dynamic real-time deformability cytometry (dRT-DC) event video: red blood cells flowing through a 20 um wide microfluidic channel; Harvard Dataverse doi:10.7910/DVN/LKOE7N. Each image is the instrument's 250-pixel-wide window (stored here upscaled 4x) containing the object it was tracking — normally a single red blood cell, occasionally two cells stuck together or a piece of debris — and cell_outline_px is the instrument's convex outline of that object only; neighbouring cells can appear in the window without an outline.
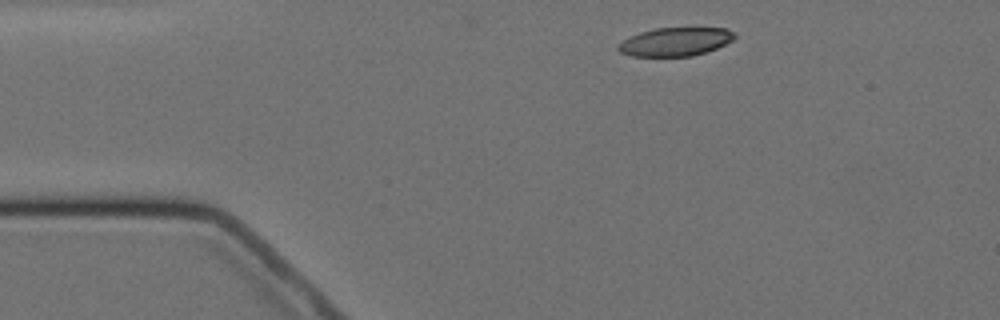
{"species": "Egyptian fruit bat (a non-hibernating species)", "species_latin": "Rousettus aegyptiacus", "temperature_condition": "cold", "stored_images_in_passage": 4, "camera_frame_rate_fps": 3000, "um_per_image_px": 0.085, "animal": {"sex": "female"}, "frame": {"image": 1, "passage_image": 1, "time_ms": 0.0, "image_size_px": [1000, 320], "cell_outline_px": [[736, 36], [732, 40], [716, 48], [692, 56], [632, 56], [620, 52], [616, 48], [624, 40], [640, 32], [656, 28], [728, 28], [736, 32]], "centroid_in_image_um": [57.43, 3.54], "position_along_channel_um": 27.6, "area_um2": 19.13}}
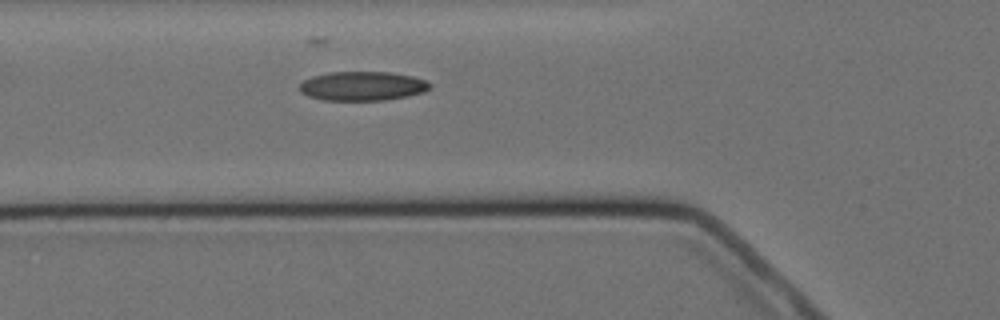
{"frame": {"image": 2, "passage_image": 4, "time_ms": 3.333, "image_size_px": [1000, 320], "cell_outline_px": [[432, 84], [424, 92], [408, 96], [384, 100], [324, 100], [308, 96], [300, 92], [300, 84], [304, 80], [312, 76], [328, 72], [388, 72], [412, 76], [428, 80]], "centroid_in_image_um": [30.82, 7.31], "position_along_channel_um": 95.0, "area_um2": 22.2}}